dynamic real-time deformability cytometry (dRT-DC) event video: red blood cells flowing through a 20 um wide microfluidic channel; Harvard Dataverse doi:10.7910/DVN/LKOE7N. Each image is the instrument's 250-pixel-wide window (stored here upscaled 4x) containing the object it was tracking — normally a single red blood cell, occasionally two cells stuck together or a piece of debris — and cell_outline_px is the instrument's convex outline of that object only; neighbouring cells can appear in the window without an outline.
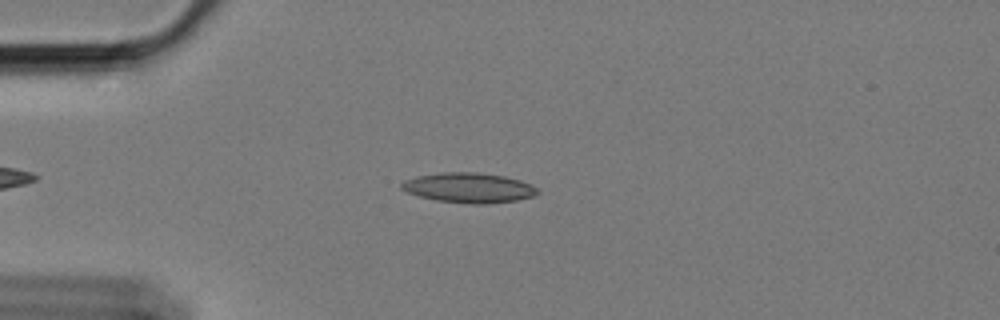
{"species": "Egyptian fruit bat (a non-hibernating species)", "species_latin": "Rousettus aegyptiacus", "temperature_condition": "cold", "stored_images_in_passage": 51, "camera_frame_rate_fps": 3000, "um_per_image_px": 0.085, "animal": {"sex": "female"}, "frame": {"image": 1, "passage_image": 12, "time_ms": 3.667, "image_size_px": [1000, 320], "cell_outline_px": [[540, 192], [532, 196], [516, 200], [488, 204], [472, 204], [436, 200], [420, 196], [408, 192], [400, 188], [400, 184], [404, 180], [416, 176], [440, 172], [476, 172], [504, 176], [520, 180], [532, 184]], "centroid_in_image_um": [39.84, 15.95], "position_along_channel_um": 45.2, "area_um2": 23.76}}
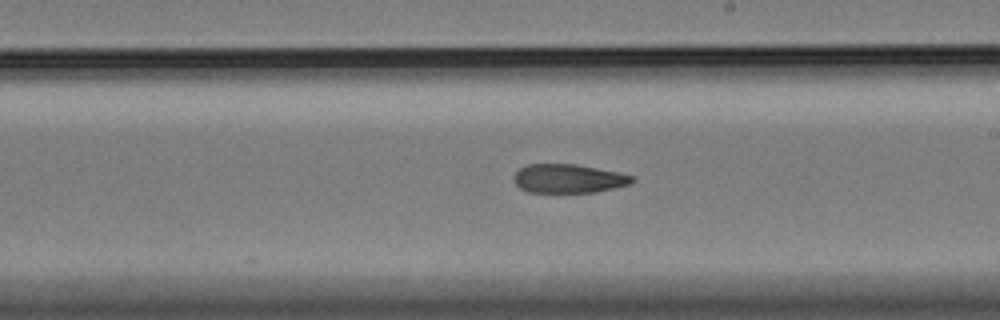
{"frame": {"image": 2, "passage_image": 31, "time_ms": 10.0, "image_size_px": [1000, 320], "cell_outline_px": [[636, 180], [632, 184], [596, 192], [528, 192], [520, 188], [512, 180], [512, 176], [520, 168], [528, 164], [576, 164], [636, 176]], "centroid_in_image_um": [48.33, 15.18], "position_along_channel_um": 240.7, "area_um2": 20.0}}
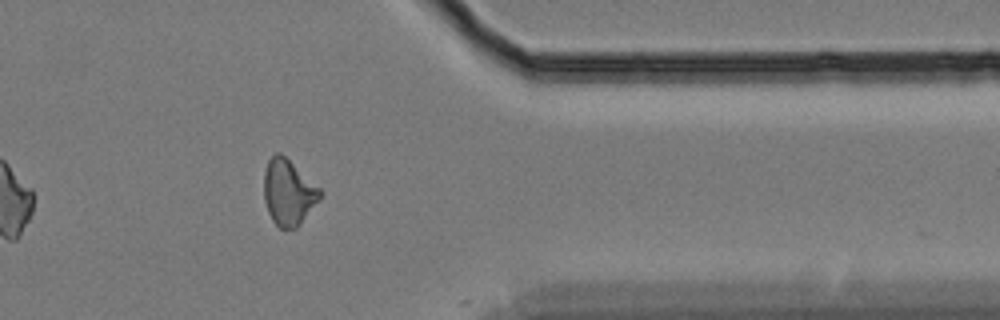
{"frame": {"image": 3, "passage_image": 45, "time_ms": 14.667, "image_size_px": [1000, 320], "cell_outline_px": [[324, 192], [300, 224], [296, 228], [280, 228], [272, 220], [268, 212], [264, 200], [264, 172], [268, 160], [276, 152], [280, 152], [320, 188]], "centroid_in_image_um": [24.5, 16.34], "position_along_channel_um": 386.9, "area_um2": 21.27}}